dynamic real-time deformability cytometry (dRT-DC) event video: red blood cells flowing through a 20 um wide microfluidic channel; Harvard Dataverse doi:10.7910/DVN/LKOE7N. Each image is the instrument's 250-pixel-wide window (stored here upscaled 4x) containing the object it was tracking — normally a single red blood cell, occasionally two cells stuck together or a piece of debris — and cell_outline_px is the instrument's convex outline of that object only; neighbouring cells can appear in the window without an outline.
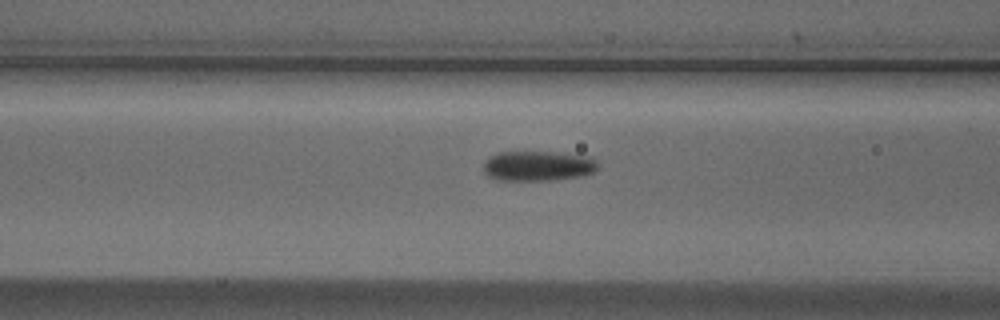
{"species": "Egyptian fruit bat (a non-hibernating species)", "species_latin": "Rousettus aegyptiacus", "temperature_condition": "cold", "stored_images_in_passage": 13, "camera_frame_rate_fps": 3000, "um_per_image_px": 0.085, "animal": {"sex": "male"}, "frame": {"image": 1, "passage_image": 11, "time_ms": 3.333, "image_size_px": [1000, 320], "cell_outline_px": [[596, 168], [592, 172], [580, 176], [556, 180], [500, 180], [488, 176], [484, 172], [484, 160], [488, 156], [496, 152], [556, 152], [588, 156], [596, 160]], "centroid_in_image_um": [45.67, 14.09], "position_along_channel_um": 120.9, "area_um2": 20.06}}